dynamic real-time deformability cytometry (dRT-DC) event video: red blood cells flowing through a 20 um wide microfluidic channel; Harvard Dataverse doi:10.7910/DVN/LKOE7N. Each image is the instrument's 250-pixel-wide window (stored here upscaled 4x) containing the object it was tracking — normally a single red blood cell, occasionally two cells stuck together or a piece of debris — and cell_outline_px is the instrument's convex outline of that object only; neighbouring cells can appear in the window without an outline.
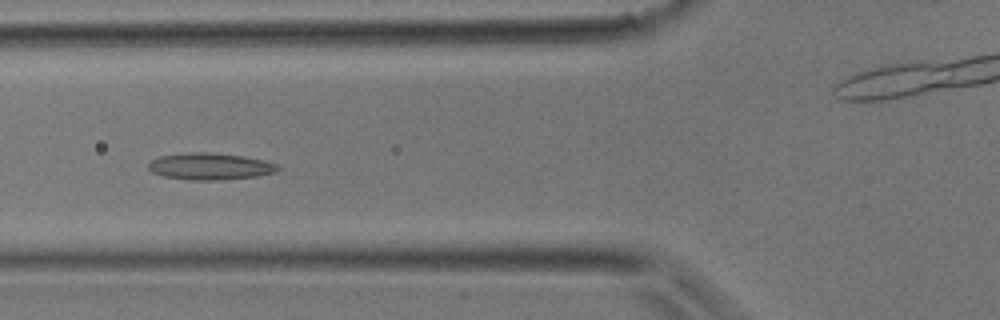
{"species": "common noctule bat (a hibernating species)", "species_latin": "Nyctalus noctula", "temperature_condition": "room temperature", "stored_images_in_passage": 37, "camera_frame_rate_fps": 3000, "um_per_image_px": 0.085, "animal": {"sex": "male", "body_mass_g": 17.9}, "frame": {"image": 1, "passage_image": 15, "time_ms": 4.667, "image_size_px": [1000, 320], "cell_outline_px": [[280, 168], [276, 172], [256, 176], [220, 180], [192, 180], [164, 176], [152, 172], [148, 168], [148, 164], [152, 160], [160, 156], [188, 152], [208, 152], [244, 156], [264, 160], [276, 164]], "centroid_in_image_um": [17.86, 14.14], "position_along_channel_um": 107.9, "area_um2": 20.11}}
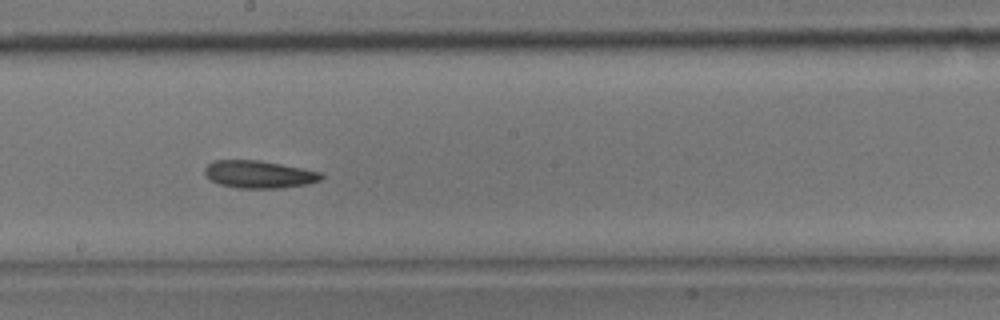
{"frame": {"image": 2, "passage_image": 22, "time_ms": 7.0, "image_size_px": [1000, 320], "cell_outline_px": [[324, 176], [320, 180], [308, 184], [280, 188], [236, 188], [220, 184], [208, 180], [204, 172], [204, 168], [212, 160], [260, 160], [320, 172]], "centroid_in_image_um": [21.96, 14.82], "position_along_channel_um": 226.2, "area_um2": 18.73}}
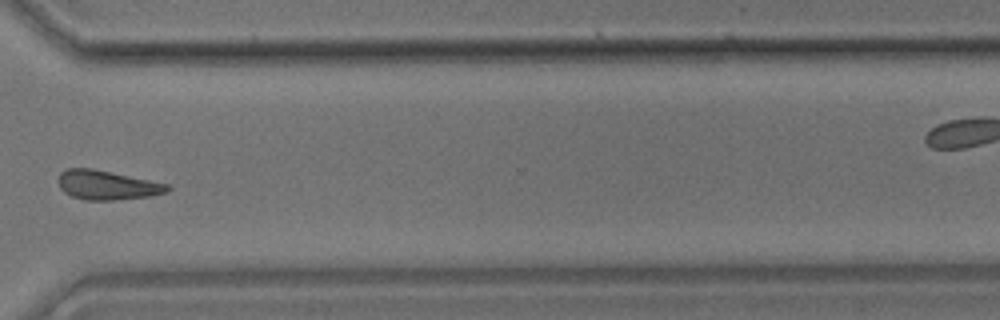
{"frame": {"image": 3, "passage_image": 30, "time_ms": 9.667, "image_size_px": [1000, 320], "cell_outline_px": [[172, 188], [168, 192], [148, 196], [116, 200], [84, 200], [72, 196], [64, 192], [60, 188], [56, 180], [60, 172], [68, 168], [92, 168], [168, 184]], "centroid_in_image_um": [9.06, 15.73], "position_along_channel_um": 361.5, "area_um2": 18.67}}